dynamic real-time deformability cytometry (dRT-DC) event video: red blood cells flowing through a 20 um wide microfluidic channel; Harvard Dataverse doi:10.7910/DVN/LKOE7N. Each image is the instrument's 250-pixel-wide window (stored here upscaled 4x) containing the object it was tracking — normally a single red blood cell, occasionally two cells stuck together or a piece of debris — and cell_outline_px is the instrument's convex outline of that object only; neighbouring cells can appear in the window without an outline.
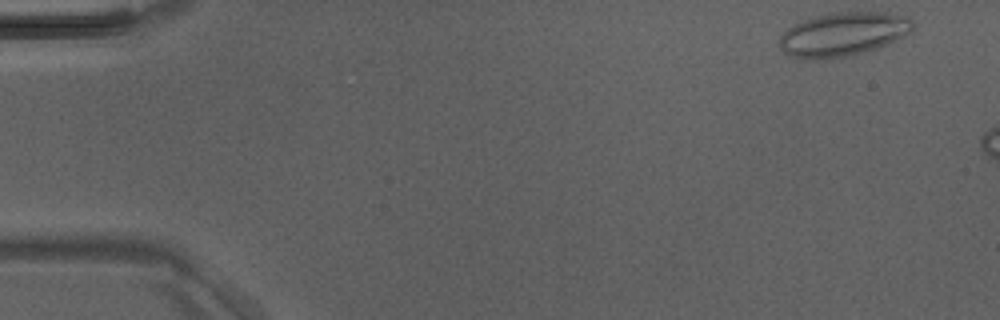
{"species": "Egyptian fruit bat (a non-hibernating species)", "species_latin": "Rousettus aegyptiacus", "temperature_condition": "room temperature", "stored_images_in_passage": 8, "camera_frame_rate_fps": 3000, "um_per_image_px": 0.085, "animal": {"sex": "male"}, "frame": {"image": 1, "passage_image": 1, "time_ms": 0.0, "image_size_px": [1000, 320], "cell_outline_px": [[916, 24], [908, 32], [876, 48], [852, 56], [816, 60], [800, 60], [784, 52], [780, 48], [780, 36], [792, 24], [812, 16], [832, 12], [876, 12], [908, 16]], "centroid_in_image_um": [71.59, 2.91], "position_along_channel_um": 13.4, "area_um2": 34.1}}